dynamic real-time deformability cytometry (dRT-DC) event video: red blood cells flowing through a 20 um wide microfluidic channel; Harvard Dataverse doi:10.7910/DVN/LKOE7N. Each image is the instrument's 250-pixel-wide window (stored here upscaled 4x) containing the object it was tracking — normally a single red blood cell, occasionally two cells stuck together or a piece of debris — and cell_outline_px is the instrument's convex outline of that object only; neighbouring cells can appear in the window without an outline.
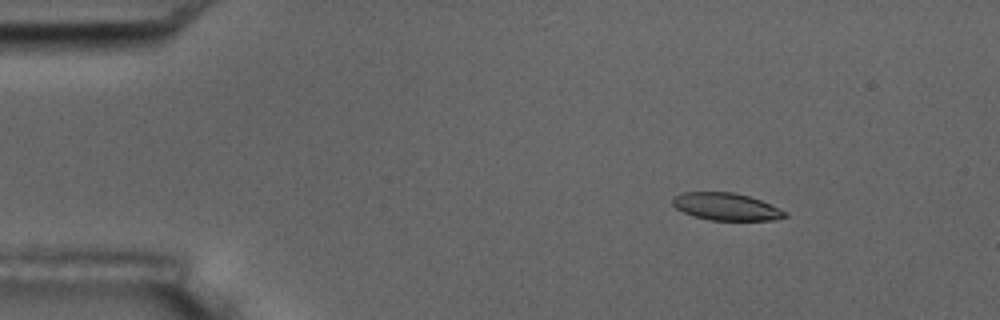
{"species": "common noctule bat (a hibernating species)", "species_latin": "Nyctalus noctula", "temperature_condition": "room temperature", "stored_images_in_passage": 3, "camera_frame_rate_fps": 3000, "um_per_image_px": 0.085, "animal": {"sex": "male", "body_mass_g": 17.5, "forearm_length_mm": 52.3}, "frame": {"image": 1, "passage_image": 1, "time_ms": 0.0, "image_size_px": [1000, 320], "cell_outline_px": [[788, 216], [776, 220], [708, 220], [692, 216], [676, 208], [672, 204], [672, 196], [684, 192], [736, 192], [760, 200], [788, 212]], "centroid_in_image_um": [61.71, 17.57], "position_along_channel_um": 23.3, "area_um2": 18.03}}
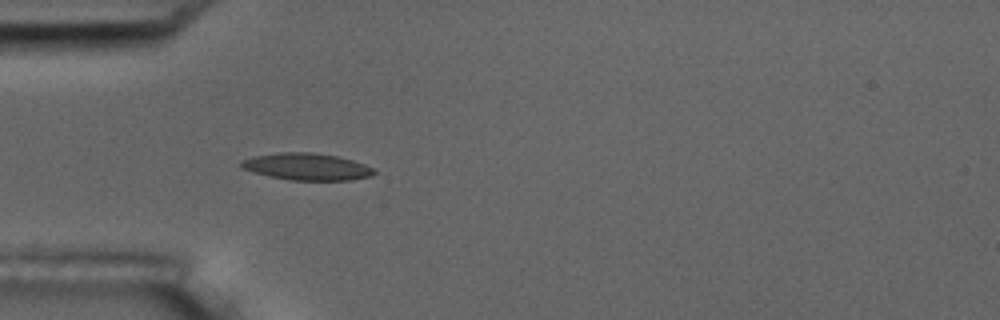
{"frame": {"image": 2, "passage_image": 3, "time_ms": 3.0, "image_size_px": [1000, 320], "cell_outline_px": [[376, 172], [372, 176], [352, 180], [288, 180], [268, 176], [252, 172], [244, 168], [240, 164], [240, 160], [252, 156], [280, 152], [312, 152], [336, 156], [352, 160], [364, 164], [372, 168]], "centroid_in_image_um": [26.06, 14.17], "position_along_channel_um": 58.9, "area_um2": 20.92}}